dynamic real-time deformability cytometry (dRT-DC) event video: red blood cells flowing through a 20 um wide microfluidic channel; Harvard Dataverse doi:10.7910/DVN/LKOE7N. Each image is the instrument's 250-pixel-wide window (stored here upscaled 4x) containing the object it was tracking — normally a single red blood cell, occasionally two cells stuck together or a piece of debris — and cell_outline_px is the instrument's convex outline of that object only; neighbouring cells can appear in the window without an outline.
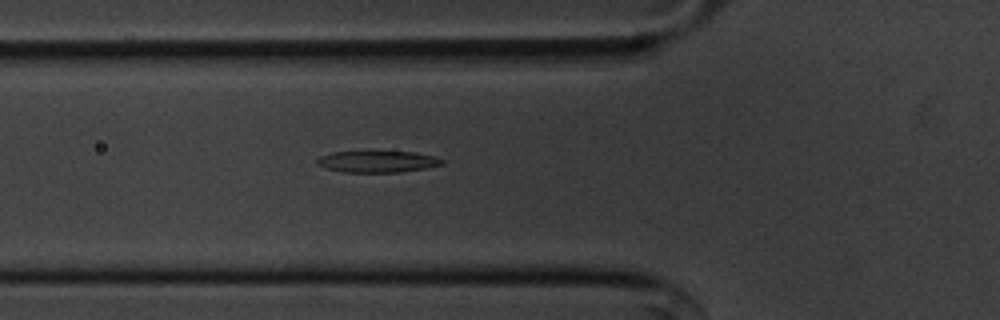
{"species": "common noctule bat (a hibernating species)", "species_latin": "Nyctalus noctula", "temperature_condition": "cold", "stored_images_in_passage": 44, "camera_frame_rate_fps": 3000, "um_per_image_px": 0.085, "animal": {"sex": "male", "body_mass_g": 20.1, "forearm_length_mm": 53.5}, "frame": {"image": 1, "passage_image": 8, "time_ms": 2.333, "image_size_px": [1000, 320], "cell_outline_px": [[444, 164], [424, 168], [400, 172], [340, 172], [324, 168], [316, 164], [316, 160], [320, 156], [332, 152], [372, 148], [416, 152], [432, 156], [444, 160]], "centroid_in_image_um": [32.01, 13.67], "position_along_channel_um": 93.8, "area_um2": 16.82}}
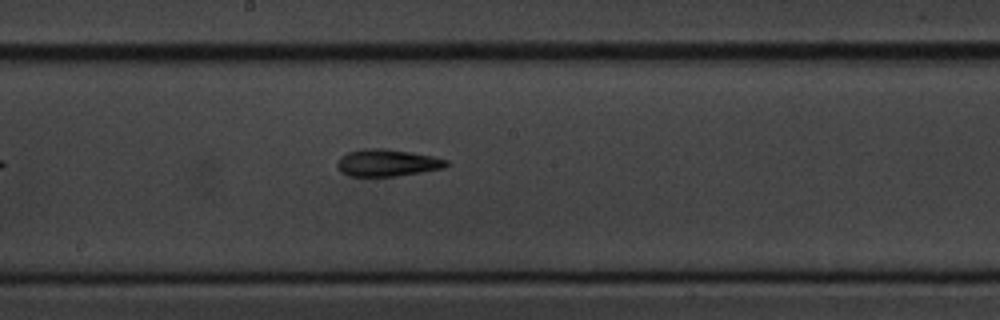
{"frame": {"image": 2, "passage_image": 18, "time_ms": 5.667, "image_size_px": [1000, 320], "cell_outline_px": [[452, 164], [444, 168], [396, 176], [348, 176], [340, 172], [336, 168], [336, 164], [340, 156], [348, 152], [364, 148], [384, 148], [412, 152], [432, 156], [448, 160]], "centroid_in_image_um": [32.9, 13.83], "position_along_channel_um": 215.3, "area_um2": 17.46}}
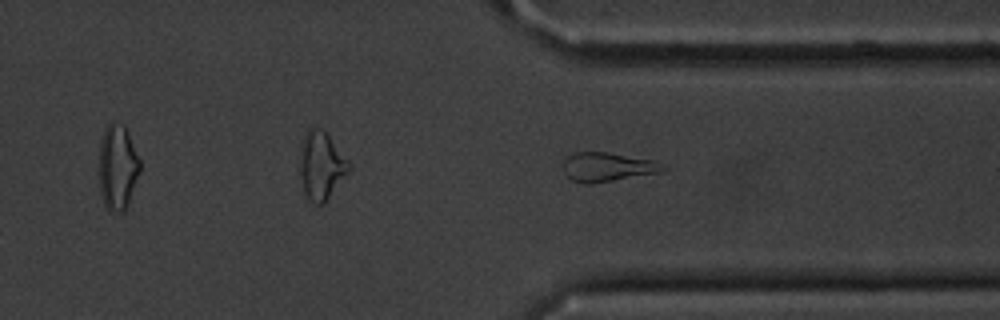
{"frame": {"image": 3, "passage_image": 30, "time_ms": 9.667, "image_size_px": [1000, 320], "cell_outline_px": [[668, 168], [664, 172], [592, 184], [584, 184], [572, 180], [564, 172], [564, 160], [568, 156], [576, 152], [604, 152], [652, 160]], "centroid_in_image_um": [51.64, 14.21], "position_along_channel_um": 359.8, "area_um2": 16.82}, "authors_computed_cell_mechanics": {"area_um2": 17.2244, "velocity_mm_per_s": 3.6237, "shape_relaxation_time_tau1_ms": 5.1017, "shape_relaxation_time_tau2_ms": 3.2935, "deformation_change_tau1": 0.1467, "deformation_change_tau2": 0.1284}}